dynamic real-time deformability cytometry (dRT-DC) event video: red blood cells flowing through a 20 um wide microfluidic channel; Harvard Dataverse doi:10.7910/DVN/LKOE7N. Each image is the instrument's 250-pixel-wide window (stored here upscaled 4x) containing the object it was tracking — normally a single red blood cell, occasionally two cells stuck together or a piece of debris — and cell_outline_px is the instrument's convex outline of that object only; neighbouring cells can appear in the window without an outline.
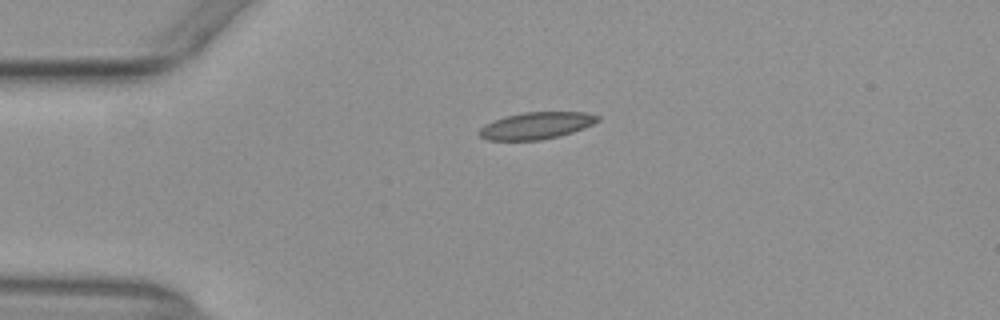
{"species": "common noctule bat (a hibernating species)", "species_latin": "Nyctalus noctula", "temperature_condition": "warm", "stored_images_in_passage": 36, "camera_frame_rate_fps": 3000, "um_per_image_px": 0.085, "animal": {"sex": "female", "body_mass_g": 29.2, "forearm_length_mm": 56.3}, "frame": {"image": 1, "passage_image": 3, "time_ms": 0.667, "image_size_px": [1000, 320], "cell_outline_px": [[600, 120], [584, 128], [560, 136], [540, 140], [488, 140], [480, 136], [476, 132], [484, 124], [504, 116], [524, 112], [588, 112], [600, 116]], "centroid_in_image_um": [45.58, 10.67], "position_along_channel_um": 39.4, "area_um2": 18.73}}
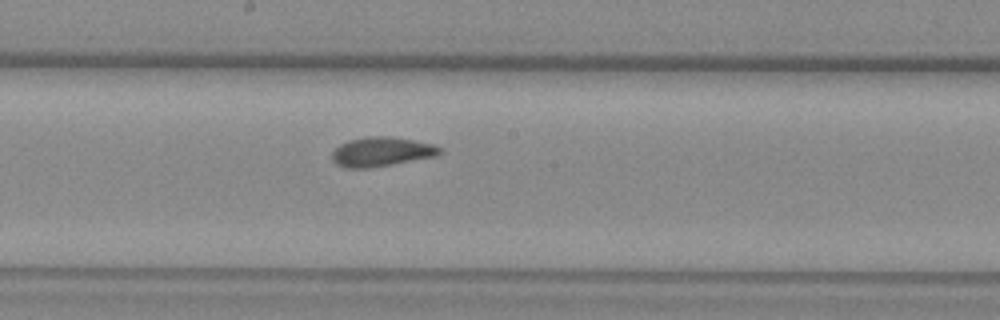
{"frame": {"image": 2, "passage_image": 19, "time_ms": 6.0, "image_size_px": [1000, 320], "cell_outline_px": [[444, 152], [436, 156], [392, 164], [368, 168], [344, 168], [336, 164], [332, 160], [332, 152], [340, 144], [348, 140], [368, 136], [392, 136], [432, 144], [440, 148]], "centroid_in_image_um": [32.4, 12.9], "position_along_channel_um": 215.8, "area_um2": 18.44}}
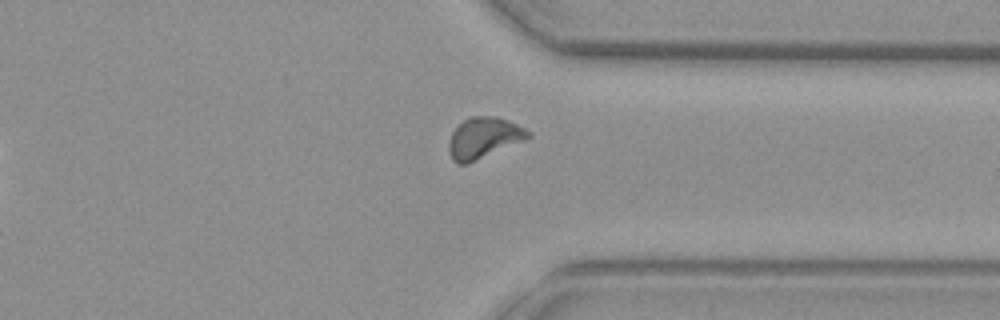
{"frame": {"image": 3, "passage_image": 31, "time_ms": 10.0, "image_size_px": [1000, 320], "cell_outline_px": [[532, 136], [524, 140], [468, 164], [456, 164], [452, 160], [448, 152], [448, 140], [452, 132], [468, 116], [492, 116], [508, 120], [532, 132]], "centroid_in_image_um": [41.09, 11.73], "position_along_channel_um": 370.3, "area_um2": 19.02}, "authors_computed_cell_mechanics": {"area_um2": 18.1781, "velocity_mm_per_s": 3.9032, "shape_relaxation_time_tau1_ms": 4.5112, "shape_relaxation_time_tau2_ms": 1.272, "deformation_change_tau1": 0.1296, "deformation_change_tau2": 0.068}}